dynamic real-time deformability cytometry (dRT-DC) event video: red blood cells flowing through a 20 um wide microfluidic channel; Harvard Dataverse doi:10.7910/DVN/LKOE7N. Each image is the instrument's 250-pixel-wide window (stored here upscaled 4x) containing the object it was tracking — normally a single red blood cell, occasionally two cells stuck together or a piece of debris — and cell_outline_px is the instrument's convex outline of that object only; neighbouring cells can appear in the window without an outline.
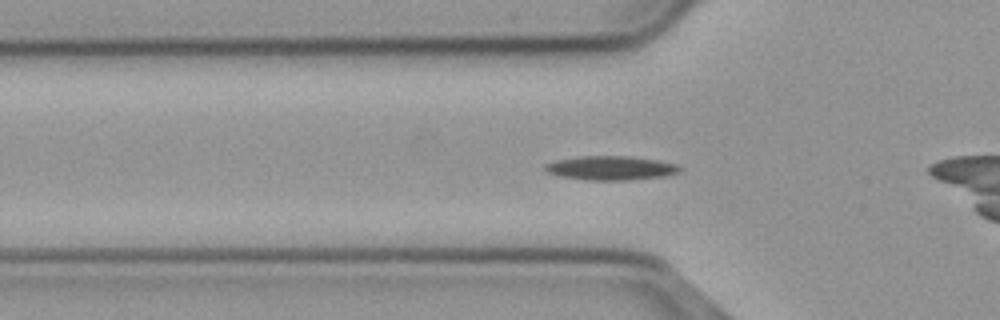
{"species": "common noctule bat (a hibernating species)", "species_latin": "Nyctalus noctula", "temperature_condition": "cold", "stored_images_in_passage": 48, "camera_frame_rate_fps": 3000, "um_per_image_px": 0.085, "animal": {"sex": "male", "body_mass_g": 23.1, "forearm_length_mm": 52.7}, "frame": {"image": 1, "passage_image": 10, "time_ms": 3.0, "image_size_px": [1000, 320], "cell_outline_px": [[684, 168], [680, 172], [664, 176], [628, 180], [588, 180], [556, 176], [548, 172], [544, 168], [544, 164], [556, 160], [584, 156], [628, 156], [656, 160], [676, 164]], "centroid_in_image_um": [51.91, 14.29], "position_along_channel_um": 73.9, "area_um2": 18.9}}
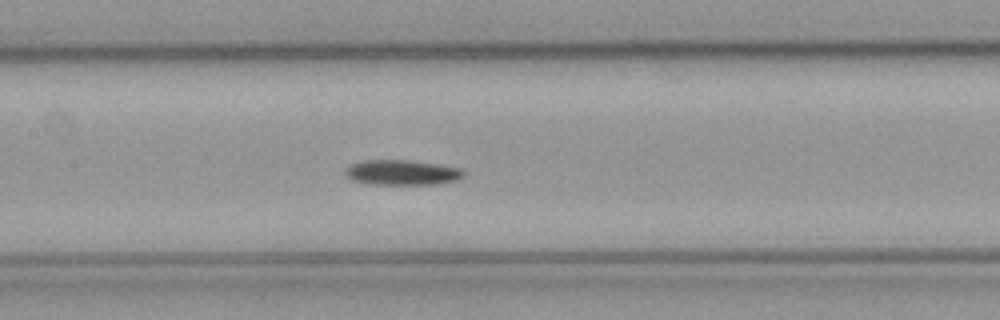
{"frame": {"image": 2, "passage_image": 18, "time_ms": 5.667, "image_size_px": [1000, 320], "cell_outline_px": [[464, 176], [456, 180], [436, 184], [372, 184], [352, 180], [344, 176], [344, 168], [352, 164], [364, 160], [408, 160], [436, 164], [460, 168], [464, 172]], "centroid_in_image_um": [34.12, 14.66], "position_along_channel_um": 173.3, "area_um2": 17.28}}
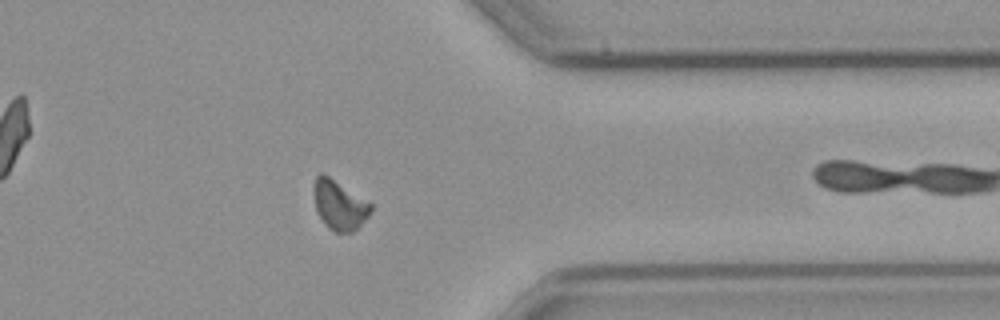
{"frame": {"image": 3, "passage_image": 36, "time_ms": 11.667, "image_size_px": [1000, 320], "cell_outline_px": [[372, 208], [368, 216], [352, 232], [336, 232], [328, 228], [324, 224], [316, 212], [312, 192], [316, 176], [320, 172], [328, 176], [372, 204]], "centroid_in_image_um": [28.79, 17.43], "position_along_channel_um": 382.6, "area_um2": 16.3}, "authors_computed_cell_mechanics": {"area_um2": 16.8487, "velocity_mm_per_s": 3.6826, "shape_relaxation_time_tau1_ms": 9.7111, "shape_relaxation_time_tau2_ms": null, "deformation_change_tau1": 0.1453, "deformation_change_tau2": null}}